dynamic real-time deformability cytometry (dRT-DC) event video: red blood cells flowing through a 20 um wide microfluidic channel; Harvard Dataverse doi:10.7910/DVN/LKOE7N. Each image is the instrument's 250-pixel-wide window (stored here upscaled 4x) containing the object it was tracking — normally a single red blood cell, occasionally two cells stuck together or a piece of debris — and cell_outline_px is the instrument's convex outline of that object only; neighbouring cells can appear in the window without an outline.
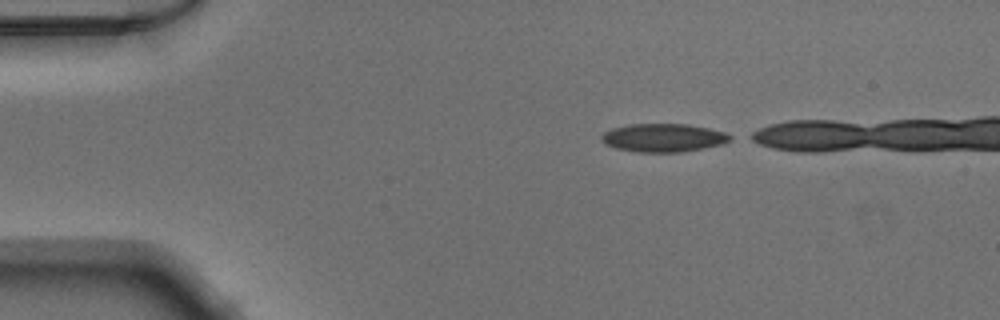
{"species": "Egyptian fruit bat (a non-hibernating species)", "species_latin": "Rousettus aegyptiacus", "temperature_condition": "warm", "stored_images_in_passage": 8, "camera_frame_rate_fps": 3000, "um_per_image_px": 0.085, "animal": {"sex": "male"}, "frame": {"image": 1, "passage_image": 1, "time_ms": 0.0, "image_size_px": [1000, 320], "cell_outline_px": [[732, 140], [724, 144], [680, 152], [636, 152], [616, 148], [604, 144], [600, 140], [600, 136], [604, 132], [612, 128], [628, 124], [688, 124], [708, 128], [724, 132], [732, 136]], "centroid_in_image_um": [56.36, 11.71], "position_along_channel_um": 28.6, "area_um2": 21.33}}